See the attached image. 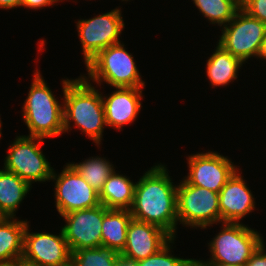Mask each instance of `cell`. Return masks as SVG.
Here are the masks:
<instances>
[{
  "label": "cell",
  "instance_id": "8fae6325",
  "mask_svg": "<svg viewBox=\"0 0 266 266\" xmlns=\"http://www.w3.org/2000/svg\"><path fill=\"white\" fill-rule=\"evenodd\" d=\"M108 210L100 204L61 215L66 222L62 230L71 252L102 246V222Z\"/></svg>",
  "mask_w": 266,
  "mask_h": 266
},
{
  "label": "cell",
  "instance_id": "4dcf8cb0",
  "mask_svg": "<svg viewBox=\"0 0 266 266\" xmlns=\"http://www.w3.org/2000/svg\"><path fill=\"white\" fill-rule=\"evenodd\" d=\"M257 58L264 59V60L266 59V34H265V37L262 41L260 51H259Z\"/></svg>",
  "mask_w": 266,
  "mask_h": 266
},
{
  "label": "cell",
  "instance_id": "44dd1931",
  "mask_svg": "<svg viewBox=\"0 0 266 266\" xmlns=\"http://www.w3.org/2000/svg\"><path fill=\"white\" fill-rule=\"evenodd\" d=\"M25 180L15 173L0 169V210L7 218H14L19 204L31 190Z\"/></svg>",
  "mask_w": 266,
  "mask_h": 266
},
{
  "label": "cell",
  "instance_id": "484cf974",
  "mask_svg": "<svg viewBox=\"0 0 266 266\" xmlns=\"http://www.w3.org/2000/svg\"><path fill=\"white\" fill-rule=\"evenodd\" d=\"M241 8L250 16L266 24V0H246Z\"/></svg>",
  "mask_w": 266,
  "mask_h": 266
},
{
  "label": "cell",
  "instance_id": "8992f818",
  "mask_svg": "<svg viewBox=\"0 0 266 266\" xmlns=\"http://www.w3.org/2000/svg\"><path fill=\"white\" fill-rule=\"evenodd\" d=\"M177 219L183 226L196 229L220 223L219 193L183 179L177 185Z\"/></svg>",
  "mask_w": 266,
  "mask_h": 266
},
{
  "label": "cell",
  "instance_id": "3957f363",
  "mask_svg": "<svg viewBox=\"0 0 266 266\" xmlns=\"http://www.w3.org/2000/svg\"><path fill=\"white\" fill-rule=\"evenodd\" d=\"M28 97L24 101L22 116L30 133L28 136L51 138L64 133V114L62 104L35 70Z\"/></svg>",
  "mask_w": 266,
  "mask_h": 266
},
{
  "label": "cell",
  "instance_id": "52a82bcc",
  "mask_svg": "<svg viewBox=\"0 0 266 266\" xmlns=\"http://www.w3.org/2000/svg\"><path fill=\"white\" fill-rule=\"evenodd\" d=\"M43 140L41 137L17 136L8 148L3 169L15 173L30 186L37 181L51 180L53 168L40 149Z\"/></svg>",
  "mask_w": 266,
  "mask_h": 266
},
{
  "label": "cell",
  "instance_id": "7c38bea8",
  "mask_svg": "<svg viewBox=\"0 0 266 266\" xmlns=\"http://www.w3.org/2000/svg\"><path fill=\"white\" fill-rule=\"evenodd\" d=\"M187 160L189 173L184 179L191 185L217 193L238 169L231 159L215 151L190 155Z\"/></svg>",
  "mask_w": 266,
  "mask_h": 266
},
{
  "label": "cell",
  "instance_id": "f546056e",
  "mask_svg": "<svg viewBox=\"0 0 266 266\" xmlns=\"http://www.w3.org/2000/svg\"><path fill=\"white\" fill-rule=\"evenodd\" d=\"M116 266H137L135 261L128 260L122 256L119 257Z\"/></svg>",
  "mask_w": 266,
  "mask_h": 266
},
{
  "label": "cell",
  "instance_id": "d6a6232c",
  "mask_svg": "<svg viewBox=\"0 0 266 266\" xmlns=\"http://www.w3.org/2000/svg\"><path fill=\"white\" fill-rule=\"evenodd\" d=\"M15 266H38V265L25 261L21 258L15 261Z\"/></svg>",
  "mask_w": 266,
  "mask_h": 266
},
{
  "label": "cell",
  "instance_id": "9c48e42d",
  "mask_svg": "<svg viewBox=\"0 0 266 266\" xmlns=\"http://www.w3.org/2000/svg\"><path fill=\"white\" fill-rule=\"evenodd\" d=\"M119 8L100 14L91 19H81L77 22L85 65L101 50L120 43L119 35L125 24Z\"/></svg>",
  "mask_w": 266,
  "mask_h": 266
},
{
  "label": "cell",
  "instance_id": "836d02e7",
  "mask_svg": "<svg viewBox=\"0 0 266 266\" xmlns=\"http://www.w3.org/2000/svg\"><path fill=\"white\" fill-rule=\"evenodd\" d=\"M6 218V215L0 210V223H2Z\"/></svg>",
  "mask_w": 266,
  "mask_h": 266
},
{
  "label": "cell",
  "instance_id": "e575fe53",
  "mask_svg": "<svg viewBox=\"0 0 266 266\" xmlns=\"http://www.w3.org/2000/svg\"><path fill=\"white\" fill-rule=\"evenodd\" d=\"M0 266H15V262L14 263H0Z\"/></svg>",
  "mask_w": 266,
  "mask_h": 266
},
{
  "label": "cell",
  "instance_id": "277c9868",
  "mask_svg": "<svg viewBox=\"0 0 266 266\" xmlns=\"http://www.w3.org/2000/svg\"><path fill=\"white\" fill-rule=\"evenodd\" d=\"M136 66L133 55L120 42L101 50L91 59L86 64L88 78L83 77L87 81L93 80L97 85L106 82L115 88H144L145 82Z\"/></svg>",
  "mask_w": 266,
  "mask_h": 266
},
{
  "label": "cell",
  "instance_id": "d6986e66",
  "mask_svg": "<svg viewBox=\"0 0 266 266\" xmlns=\"http://www.w3.org/2000/svg\"><path fill=\"white\" fill-rule=\"evenodd\" d=\"M214 53L207 60L206 73L211 86H226L238 77V70L244 64L241 60L234 57L230 52L225 51L217 44Z\"/></svg>",
  "mask_w": 266,
  "mask_h": 266
},
{
  "label": "cell",
  "instance_id": "d590c367",
  "mask_svg": "<svg viewBox=\"0 0 266 266\" xmlns=\"http://www.w3.org/2000/svg\"><path fill=\"white\" fill-rule=\"evenodd\" d=\"M246 0H238L239 4L242 5Z\"/></svg>",
  "mask_w": 266,
  "mask_h": 266
},
{
  "label": "cell",
  "instance_id": "7a4b0ae2",
  "mask_svg": "<svg viewBox=\"0 0 266 266\" xmlns=\"http://www.w3.org/2000/svg\"><path fill=\"white\" fill-rule=\"evenodd\" d=\"M62 84L64 133L71 130L70 122H74L73 127L80 128L96 145H100L104 126L107 127L101 92L82 75L75 80L65 79Z\"/></svg>",
  "mask_w": 266,
  "mask_h": 266
},
{
  "label": "cell",
  "instance_id": "83f0119b",
  "mask_svg": "<svg viewBox=\"0 0 266 266\" xmlns=\"http://www.w3.org/2000/svg\"><path fill=\"white\" fill-rule=\"evenodd\" d=\"M62 0H22L21 7H27L31 9L44 8L57 3ZM55 2V3H54Z\"/></svg>",
  "mask_w": 266,
  "mask_h": 266
},
{
  "label": "cell",
  "instance_id": "8d00e7d4",
  "mask_svg": "<svg viewBox=\"0 0 266 266\" xmlns=\"http://www.w3.org/2000/svg\"><path fill=\"white\" fill-rule=\"evenodd\" d=\"M1 126H2V122H1V119H0V138H1V135H2V133H1Z\"/></svg>",
  "mask_w": 266,
  "mask_h": 266
},
{
  "label": "cell",
  "instance_id": "e0dca14e",
  "mask_svg": "<svg viewBox=\"0 0 266 266\" xmlns=\"http://www.w3.org/2000/svg\"><path fill=\"white\" fill-rule=\"evenodd\" d=\"M136 182L119 175L115 169L99 193L100 204L107 209L130 210L134 200Z\"/></svg>",
  "mask_w": 266,
  "mask_h": 266
},
{
  "label": "cell",
  "instance_id": "4fadbf2b",
  "mask_svg": "<svg viewBox=\"0 0 266 266\" xmlns=\"http://www.w3.org/2000/svg\"><path fill=\"white\" fill-rule=\"evenodd\" d=\"M22 259L38 266H70L71 251L63 230L59 235L30 233L27 223Z\"/></svg>",
  "mask_w": 266,
  "mask_h": 266
},
{
  "label": "cell",
  "instance_id": "7402d4cb",
  "mask_svg": "<svg viewBox=\"0 0 266 266\" xmlns=\"http://www.w3.org/2000/svg\"><path fill=\"white\" fill-rule=\"evenodd\" d=\"M71 165L98 193L115 168L109 160L99 156L88 158L80 163H71Z\"/></svg>",
  "mask_w": 266,
  "mask_h": 266
},
{
  "label": "cell",
  "instance_id": "5b68a950",
  "mask_svg": "<svg viewBox=\"0 0 266 266\" xmlns=\"http://www.w3.org/2000/svg\"><path fill=\"white\" fill-rule=\"evenodd\" d=\"M221 228L223 229L208 243L211 253L209 261L195 259V263L245 266L250 257L264 242L259 232L241 222H222Z\"/></svg>",
  "mask_w": 266,
  "mask_h": 266
},
{
  "label": "cell",
  "instance_id": "9a60e30c",
  "mask_svg": "<svg viewBox=\"0 0 266 266\" xmlns=\"http://www.w3.org/2000/svg\"><path fill=\"white\" fill-rule=\"evenodd\" d=\"M237 169L219 192V209L222 222L239 223L255 210L254 196Z\"/></svg>",
  "mask_w": 266,
  "mask_h": 266
},
{
  "label": "cell",
  "instance_id": "30bf717a",
  "mask_svg": "<svg viewBox=\"0 0 266 266\" xmlns=\"http://www.w3.org/2000/svg\"><path fill=\"white\" fill-rule=\"evenodd\" d=\"M51 180L55 182V205L59 215L100 205L99 193L70 164L61 173L54 169Z\"/></svg>",
  "mask_w": 266,
  "mask_h": 266
},
{
  "label": "cell",
  "instance_id": "cb8c5ba5",
  "mask_svg": "<svg viewBox=\"0 0 266 266\" xmlns=\"http://www.w3.org/2000/svg\"><path fill=\"white\" fill-rule=\"evenodd\" d=\"M120 257L115 249L98 246L71 252L70 266H116Z\"/></svg>",
  "mask_w": 266,
  "mask_h": 266
},
{
  "label": "cell",
  "instance_id": "ac0fdd59",
  "mask_svg": "<svg viewBox=\"0 0 266 266\" xmlns=\"http://www.w3.org/2000/svg\"><path fill=\"white\" fill-rule=\"evenodd\" d=\"M27 220L6 218L0 223V263H14L23 255Z\"/></svg>",
  "mask_w": 266,
  "mask_h": 266
},
{
  "label": "cell",
  "instance_id": "2e32d148",
  "mask_svg": "<svg viewBox=\"0 0 266 266\" xmlns=\"http://www.w3.org/2000/svg\"><path fill=\"white\" fill-rule=\"evenodd\" d=\"M142 88L120 87L109 96L101 94L106 125L117 130L136 120L141 109Z\"/></svg>",
  "mask_w": 266,
  "mask_h": 266
},
{
  "label": "cell",
  "instance_id": "603a6c76",
  "mask_svg": "<svg viewBox=\"0 0 266 266\" xmlns=\"http://www.w3.org/2000/svg\"><path fill=\"white\" fill-rule=\"evenodd\" d=\"M199 12L209 20L211 24L220 27L228 24L241 8L238 0H192Z\"/></svg>",
  "mask_w": 266,
  "mask_h": 266
},
{
  "label": "cell",
  "instance_id": "6da1fadb",
  "mask_svg": "<svg viewBox=\"0 0 266 266\" xmlns=\"http://www.w3.org/2000/svg\"><path fill=\"white\" fill-rule=\"evenodd\" d=\"M161 163L151 167L136 182L130 213L138 221L155 224L176 238L177 185Z\"/></svg>",
  "mask_w": 266,
  "mask_h": 266
},
{
  "label": "cell",
  "instance_id": "5bb4252c",
  "mask_svg": "<svg viewBox=\"0 0 266 266\" xmlns=\"http://www.w3.org/2000/svg\"><path fill=\"white\" fill-rule=\"evenodd\" d=\"M173 237L161 227L132 218L127 227V240L120 256L140 261L156 254Z\"/></svg>",
  "mask_w": 266,
  "mask_h": 266
},
{
  "label": "cell",
  "instance_id": "f1b7e54d",
  "mask_svg": "<svg viewBox=\"0 0 266 266\" xmlns=\"http://www.w3.org/2000/svg\"><path fill=\"white\" fill-rule=\"evenodd\" d=\"M22 5V0H0L1 9H12Z\"/></svg>",
  "mask_w": 266,
  "mask_h": 266
},
{
  "label": "cell",
  "instance_id": "ba28073f",
  "mask_svg": "<svg viewBox=\"0 0 266 266\" xmlns=\"http://www.w3.org/2000/svg\"><path fill=\"white\" fill-rule=\"evenodd\" d=\"M221 34L218 45L245 63L249 58L258 56L266 24L240 8L234 18L222 26Z\"/></svg>",
  "mask_w": 266,
  "mask_h": 266
},
{
  "label": "cell",
  "instance_id": "1f68e13d",
  "mask_svg": "<svg viewBox=\"0 0 266 266\" xmlns=\"http://www.w3.org/2000/svg\"><path fill=\"white\" fill-rule=\"evenodd\" d=\"M195 266H239V265L219 264V263H195Z\"/></svg>",
  "mask_w": 266,
  "mask_h": 266
},
{
  "label": "cell",
  "instance_id": "d4e9b609",
  "mask_svg": "<svg viewBox=\"0 0 266 266\" xmlns=\"http://www.w3.org/2000/svg\"><path fill=\"white\" fill-rule=\"evenodd\" d=\"M174 240L175 238H172L156 254L151 255L146 259L137 261V266H195V259H183L171 255L170 250Z\"/></svg>",
  "mask_w": 266,
  "mask_h": 266
},
{
  "label": "cell",
  "instance_id": "ffe728a7",
  "mask_svg": "<svg viewBox=\"0 0 266 266\" xmlns=\"http://www.w3.org/2000/svg\"><path fill=\"white\" fill-rule=\"evenodd\" d=\"M131 220L130 210L109 209L103 216L102 246L121 253L126 245L127 227Z\"/></svg>",
  "mask_w": 266,
  "mask_h": 266
},
{
  "label": "cell",
  "instance_id": "4316f807",
  "mask_svg": "<svg viewBox=\"0 0 266 266\" xmlns=\"http://www.w3.org/2000/svg\"><path fill=\"white\" fill-rule=\"evenodd\" d=\"M265 243L263 242L245 266H266Z\"/></svg>",
  "mask_w": 266,
  "mask_h": 266
}]
</instances>
